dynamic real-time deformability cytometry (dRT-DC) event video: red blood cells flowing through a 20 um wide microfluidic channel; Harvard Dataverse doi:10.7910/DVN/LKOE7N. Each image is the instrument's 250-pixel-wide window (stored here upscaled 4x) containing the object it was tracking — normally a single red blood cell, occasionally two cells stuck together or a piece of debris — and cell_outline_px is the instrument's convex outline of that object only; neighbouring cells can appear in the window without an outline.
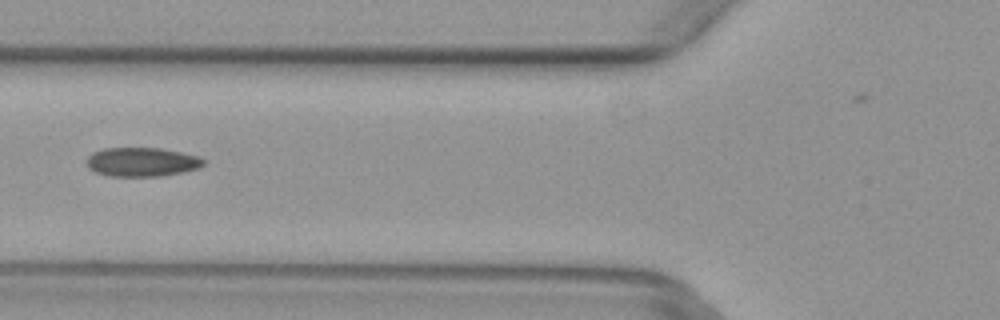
{"species": "common noctule bat (a hibernating species)", "species_latin": "Nyctalus noctula", "temperature_condition": "warm", "stored_images_in_passage": 6, "camera_frame_rate_fps": 3000, "um_per_image_px": 0.085, "animal": {"sex": "female", "body_mass_g": 29.2, "forearm_length_mm": 56.3}, "frame": {"image": 1, "passage_image": 6, "time_ms": 1.667, "image_size_px": [1000, 320], "cell_outline_px": [[204, 164], [200, 168], [184, 172], [164, 176], [108, 176], [96, 172], [88, 168], [88, 156], [92, 152], [104, 148], [160, 148], [200, 156], [204, 160]], "centroid_in_image_um": [12.09, 13.77], "position_along_channel_um": 113.7, "area_um2": 19.88}}